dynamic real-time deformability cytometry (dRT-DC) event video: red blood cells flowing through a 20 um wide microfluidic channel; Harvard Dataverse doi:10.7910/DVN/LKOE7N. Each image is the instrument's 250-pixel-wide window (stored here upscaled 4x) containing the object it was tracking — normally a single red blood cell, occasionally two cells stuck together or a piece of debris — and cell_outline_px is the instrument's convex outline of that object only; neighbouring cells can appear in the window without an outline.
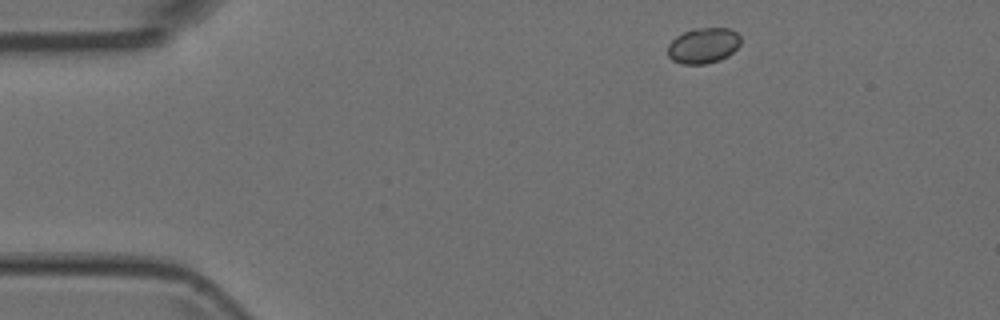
{"species": "Egyptian fruit bat (a non-hibernating species)", "species_latin": "Rousettus aegyptiacus", "temperature_condition": "room temperature", "stored_images_in_passage": 3, "camera_frame_rate_fps": 3000, "um_per_image_px": 0.085, "animal": {"sex": "female"}, "frame": {"image": 1, "passage_image": 1, "time_ms": 0.0, "image_size_px": [1000, 320], "cell_outline_px": [[740, 44], [728, 56], [720, 60], [704, 64], [684, 64], [672, 60], [668, 56], [668, 44], [676, 36], [692, 28], [728, 28], [736, 32], [740, 36]], "centroid_in_image_um": [59.77, 3.87], "position_along_channel_um": 25.2, "area_um2": 15.14}}